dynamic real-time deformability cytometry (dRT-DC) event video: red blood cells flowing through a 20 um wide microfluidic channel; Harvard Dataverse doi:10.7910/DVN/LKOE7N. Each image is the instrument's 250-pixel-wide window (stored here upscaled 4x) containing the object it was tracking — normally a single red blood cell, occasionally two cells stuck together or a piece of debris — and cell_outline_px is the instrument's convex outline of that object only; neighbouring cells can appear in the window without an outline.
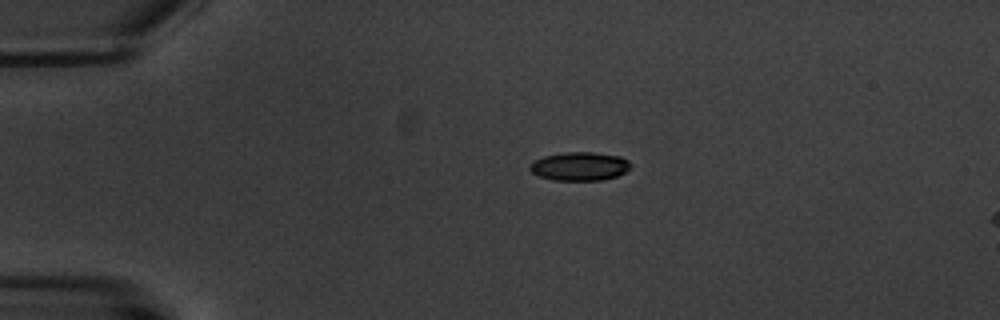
{"species": "common noctule bat (a hibernating species)", "species_latin": "Nyctalus noctula", "temperature_condition": "warm", "stored_images_in_passage": 5, "camera_frame_rate_fps": 3000, "um_per_image_px": 0.085, "animal": {"sex": "male", "body_mass_g": 20.1, "forearm_length_mm": 53.5}, "frame": {"image": 1, "passage_image": 3, "time_ms": 3.333, "image_size_px": [1000, 320], "cell_outline_px": [[632, 168], [616, 176], [600, 180], [552, 180], [540, 176], [532, 172], [528, 168], [528, 164], [532, 160], [544, 156], [564, 152], [592, 152], [620, 156], [628, 160], [632, 164]], "centroid_in_image_um": [49.25, 14.12], "position_along_channel_um": 35.8, "area_um2": 16.94}}